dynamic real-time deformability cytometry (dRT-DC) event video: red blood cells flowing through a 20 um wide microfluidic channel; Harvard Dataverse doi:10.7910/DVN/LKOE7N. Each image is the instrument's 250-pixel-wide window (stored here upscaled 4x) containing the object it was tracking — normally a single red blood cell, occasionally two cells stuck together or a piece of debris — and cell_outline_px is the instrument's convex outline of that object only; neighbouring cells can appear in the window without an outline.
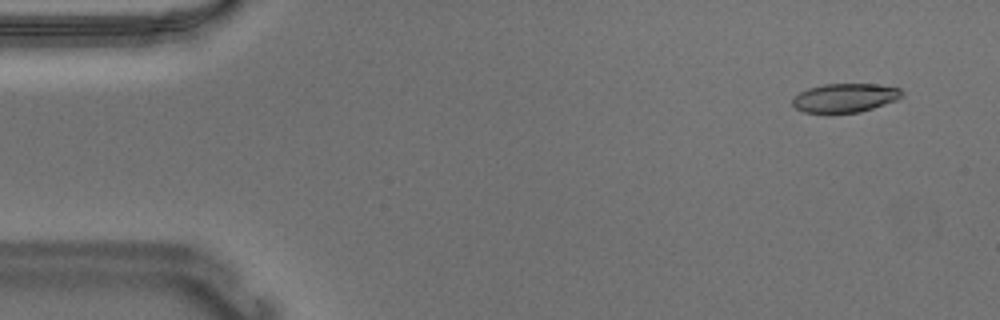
{"species": "Egyptian fruit bat (a non-hibernating species)", "species_latin": "Rousettus aegyptiacus", "temperature_condition": "warm", "stored_images_in_passage": 12, "camera_frame_rate_fps": 3000, "um_per_image_px": 0.085, "animal": {"sex": "male"}, "frame": {"image": 1, "passage_image": 1, "time_ms": 0.0, "image_size_px": [1000, 320], "cell_outline_px": [[904, 96], [896, 100], [860, 112], [832, 116], [828, 116], [804, 112], [796, 108], [792, 104], [792, 96], [808, 88], [824, 84], [880, 84], [900, 88], [904, 92]], "centroid_in_image_um": [71.79, 8.36], "position_along_channel_um": 13.2, "area_um2": 19.25}}